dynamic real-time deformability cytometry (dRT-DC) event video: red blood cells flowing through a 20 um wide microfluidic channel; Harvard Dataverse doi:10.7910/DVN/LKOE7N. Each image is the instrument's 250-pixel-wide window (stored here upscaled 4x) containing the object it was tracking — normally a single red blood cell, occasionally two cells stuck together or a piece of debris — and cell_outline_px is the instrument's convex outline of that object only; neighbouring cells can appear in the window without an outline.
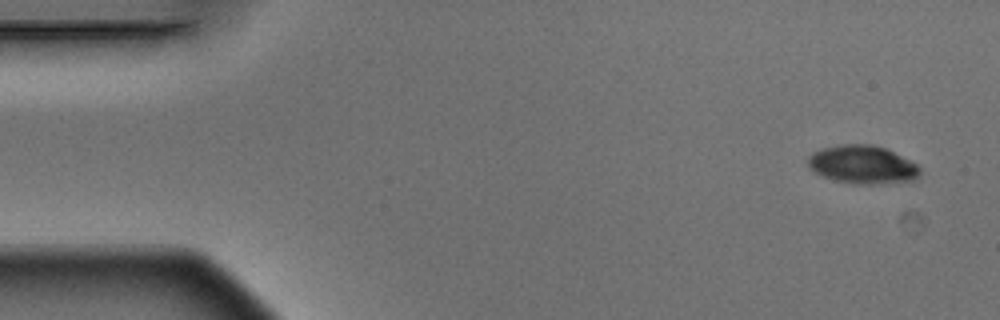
{"species": "Egyptian fruit bat (a non-hibernating species)", "species_latin": "Rousettus aegyptiacus", "temperature_condition": "warm", "stored_images_in_passage": 4, "camera_frame_rate_fps": 3000, "um_per_image_px": 0.085, "animal": {"sex": "male"}, "frame": {"image": 1, "passage_image": 1, "time_ms": 0.0, "image_size_px": [1000, 320], "cell_outline_px": [[920, 176], [916, 180], [872, 184], [856, 184], [832, 180], [816, 172], [808, 164], [808, 156], [812, 152], [820, 148], [840, 144], [872, 144], [884, 148], [916, 164], [920, 168]], "centroid_in_image_um": [73.3, 13.99], "position_along_channel_um": 11.7, "area_um2": 24.85}}